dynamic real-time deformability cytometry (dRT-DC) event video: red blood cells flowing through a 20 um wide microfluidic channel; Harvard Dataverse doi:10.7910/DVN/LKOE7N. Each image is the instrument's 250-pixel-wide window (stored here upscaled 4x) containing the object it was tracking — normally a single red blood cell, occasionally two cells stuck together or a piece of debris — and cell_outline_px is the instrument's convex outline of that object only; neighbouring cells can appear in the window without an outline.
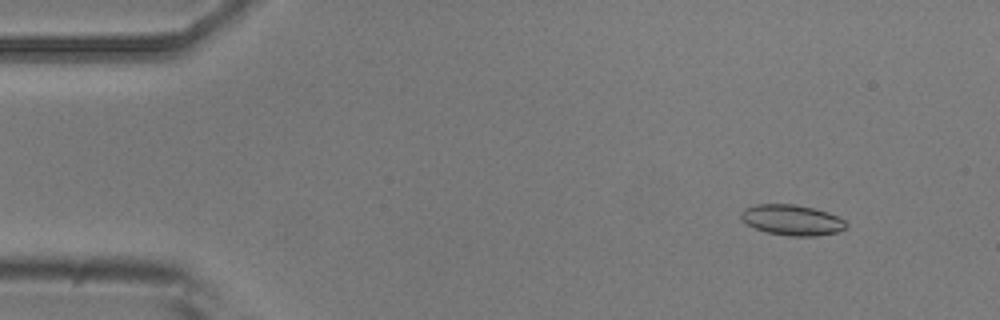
{"species": "common noctule bat (a hibernating species)", "species_latin": "Nyctalus noctula", "temperature_condition": "room temperature", "stored_images_in_passage": 53, "camera_frame_rate_fps": 3000, "um_per_image_px": 0.085, "animal": {"sex": "male", "body_mass_g": 20.5, "forearm_length_mm": 52.5}, "frame": {"image": 1, "passage_image": 5, "time_ms": 1.333, "image_size_px": [1000, 320], "cell_outline_px": [[848, 224], [844, 228], [836, 232], [816, 236], [788, 236], [768, 232], [756, 228], [748, 224], [740, 216], [740, 212], [744, 208], [756, 204], [792, 204], [812, 208], [828, 212], [844, 220]], "centroid_in_image_um": [67.31, 18.69], "position_along_channel_um": 17.7, "area_um2": 18.5}}
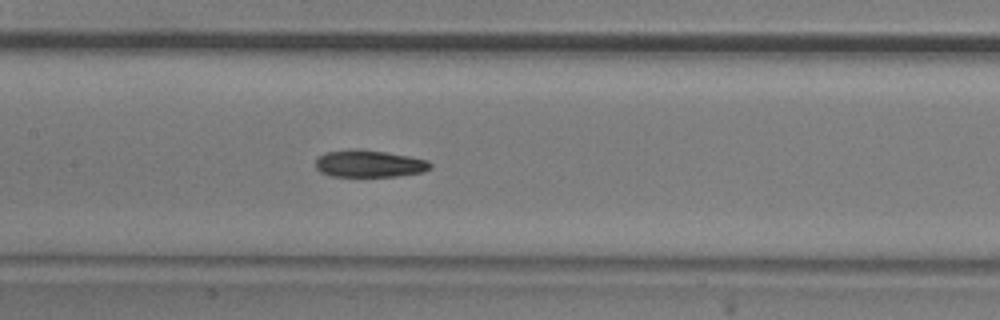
{"frame": {"image": 2, "passage_image": 25, "time_ms": 8.0, "image_size_px": [1000, 320], "cell_outline_px": [[432, 168], [424, 172], [396, 176], [332, 176], [320, 172], [316, 168], [316, 160], [324, 152], [384, 152], [408, 156], [428, 160], [432, 164]], "centroid_in_image_um": [31.45, 13.96], "position_along_channel_um": 175.9, "area_um2": 17.28}}
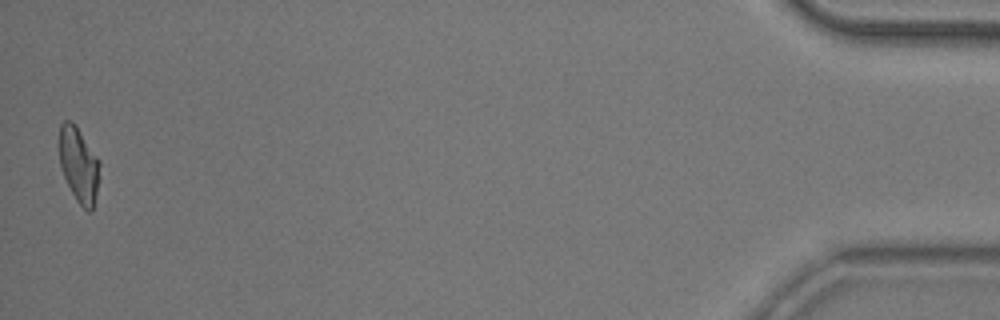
{"frame": {"image": 3, "passage_image": 53, "time_ms": 17.333, "image_size_px": [1000, 320], "cell_outline_px": [[100, 164], [96, 192], [92, 212], [88, 212], [76, 200], [64, 176], [60, 164], [60, 124], [64, 120], [72, 120], [76, 124], [100, 160]], "centroid_in_image_um": [6.71, 13.96], "position_along_channel_um": 428.5, "area_um2": 17.57}, "authors_computed_cell_mechanics": {"area_um2": 18.6116, "velocity_mm_per_s": 3.7203, "shape_relaxation_time_tau1_ms": 4.3498, "shape_relaxation_time_tau2_ms": null, "deformation_change_tau1": 0.1295, "deformation_change_tau2": null}}